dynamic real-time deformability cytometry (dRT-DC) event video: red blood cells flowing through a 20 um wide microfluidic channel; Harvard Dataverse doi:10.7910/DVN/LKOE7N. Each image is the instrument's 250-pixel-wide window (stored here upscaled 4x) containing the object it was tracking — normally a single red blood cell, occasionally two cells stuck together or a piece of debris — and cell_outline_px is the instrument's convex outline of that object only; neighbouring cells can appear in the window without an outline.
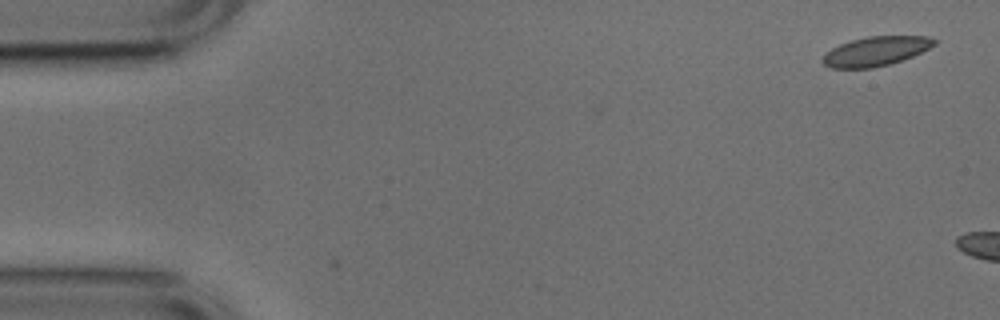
{"species": "common noctule bat (a hibernating species)", "species_latin": "Nyctalus noctula", "temperature_condition": "cold", "stored_images_in_passage": 2, "camera_frame_rate_fps": 3000, "um_per_image_px": 0.085, "animal": {"sex": "male", "body_mass_g": 17.9, "forearm_length_mm": 54.2}, "frame": {"image": 1, "passage_image": 2, "time_ms": 0.333, "image_size_px": [1000, 320], "cell_outline_px": [[940, 40], [936, 44], [912, 56], [892, 64], [872, 68], [832, 68], [824, 64], [824, 56], [832, 48], [840, 44], [852, 40], [868, 36], [928, 36]], "centroid_in_image_um": [74.5, 4.35], "position_along_channel_um": 10.5, "area_um2": 18.96}}